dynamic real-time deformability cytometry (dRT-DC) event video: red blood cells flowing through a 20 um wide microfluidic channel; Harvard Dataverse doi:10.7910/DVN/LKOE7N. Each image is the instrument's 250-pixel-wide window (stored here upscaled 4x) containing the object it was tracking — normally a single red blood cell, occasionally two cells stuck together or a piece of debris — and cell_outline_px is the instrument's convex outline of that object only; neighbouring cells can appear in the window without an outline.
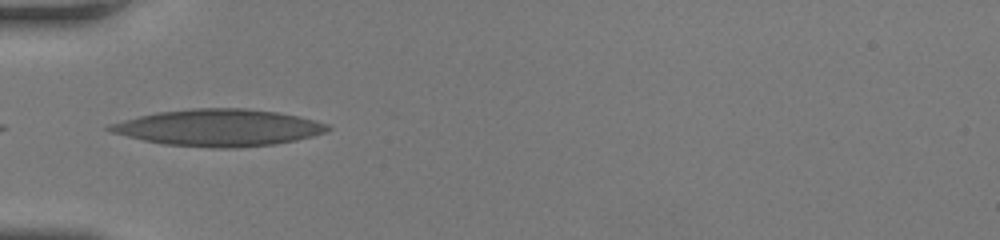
{"species": "human", "species_latin": "Homo sapiens", "temperature_condition": "room temperature", "stored_images_in_passage": 12, "camera_frame_rate_fps": 3000, "um_per_image_px": 0.085, "donor": {"sex": "female"}, "frame": {"image": 1, "passage_image": 1, "time_ms": 0.0, "image_size_px": [1000, 240], "cell_outline_px": [[332, 128], [328, 132], [296, 140], [276, 144], [236, 148], [208, 148], [164, 144], [144, 140], [108, 132], [104, 128], [108, 124], [156, 112], [192, 108], [244, 108], [276, 112], [300, 116], [316, 120], [328, 124]], "centroid_in_image_um": [18.6, 10.85], "position_along_channel_um": 66.4, "area_um2": 47.11}}
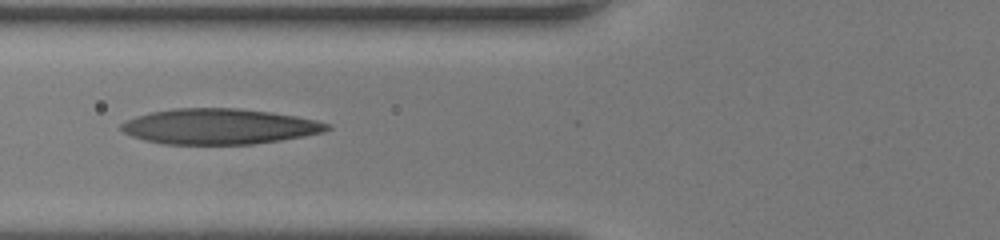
{"frame": {"image": 2, "passage_image": 4, "time_ms": 1.0, "image_size_px": [1000, 240], "cell_outline_px": [[332, 128], [324, 132], [304, 136], [280, 140], [252, 144], [164, 144], [144, 140], [132, 136], [124, 132], [120, 128], [120, 124], [136, 116], [152, 112], [176, 108], [240, 108], [272, 112], [296, 116], [316, 120], [332, 124]], "centroid_in_image_um": [18.68, 10.75], "position_along_channel_um": 107.1, "area_um2": 42.66}}
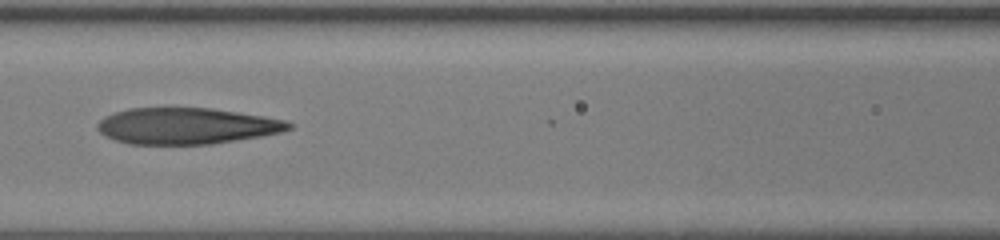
{"frame": {"image": 3, "passage_image": 7, "time_ms": 2.0, "image_size_px": [1000, 240], "cell_outline_px": [[296, 124], [292, 128], [284, 132], [212, 144], [128, 144], [104, 136], [96, 128], [96, 124], [104, 116], [128, 108], [212, 108], [264, 116], [284, 120]], "centroid_in_image_um": [15.87, 10.71], "position_along_channel_um": 150.7, "area_um2": 40.63}}